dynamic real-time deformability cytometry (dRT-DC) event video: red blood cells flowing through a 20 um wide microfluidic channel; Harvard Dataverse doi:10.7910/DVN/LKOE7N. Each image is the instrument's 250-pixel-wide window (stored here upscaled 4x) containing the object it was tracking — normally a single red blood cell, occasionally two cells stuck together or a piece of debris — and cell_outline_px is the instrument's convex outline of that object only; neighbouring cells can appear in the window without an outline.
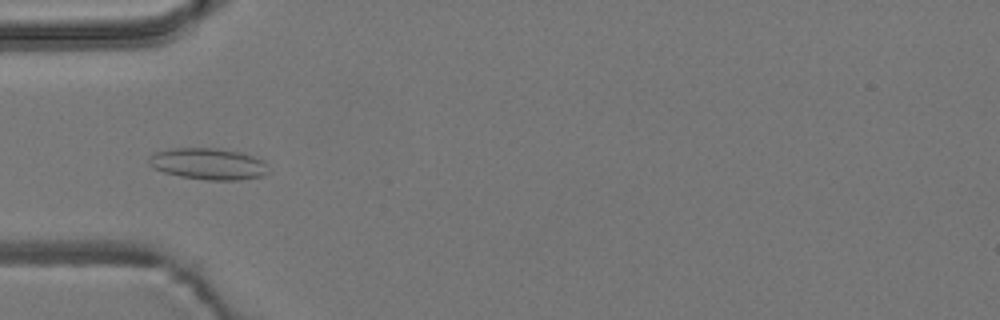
{"species": "common noctule bat (a hibernating species)", "species_latin": "Nyctalus noctula", "temperature_condition": "room temperature", "stored_images_in_passage": 8, "camera_frame_rate_fps": 3000, "um_per_image_px": 0.085, "animal": {"sex": "male", "body_mass_g": 19.2, "forearm_length_mm": 51.8}, "frame": {"image": 1, "passage_image": 6, "time_ms": 1.667, "image_size_px": [1000, 320], "cell_outline_px": [[268, 172], [260, 176], [240, 180], [208, 180], [180, 176], [164, 172], [152, 168], [148, 164], [148, 156], [152, 152], [172, 148], [216, 148], [240, 152], [264, 160]], "centroid_in_image_um": [17.64, 13.92], "position_along_channel_um": 67.4, "area_um2": 22.02}}
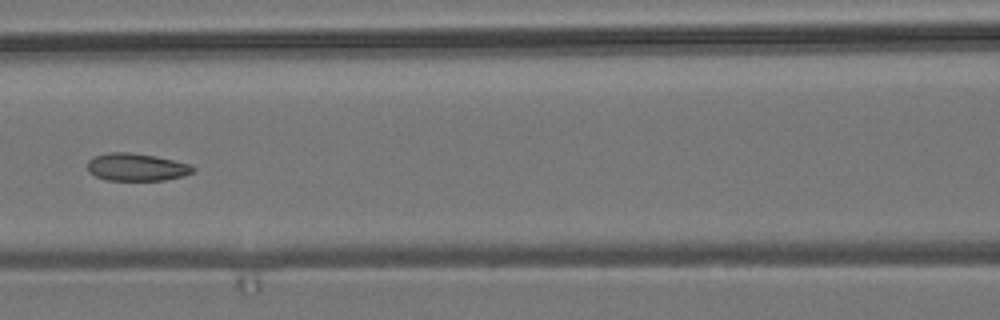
{"frame": {"image": 2, "passage_image": 8, "time_ms": 2.333, "image_size_px": [1000, 320], "cell_outline_px": [[196, 168], [192, 172], [184, 176], [164, 180], [104, 180], [88, 172], [88, 160], [92, 156], [108, 152], [132, 152], [156, 156], [188, 164]], "centroid_in_image_um": [11.56, 14.2], "position_along_channel_um": 155.0, "area_um2": 17.05}}